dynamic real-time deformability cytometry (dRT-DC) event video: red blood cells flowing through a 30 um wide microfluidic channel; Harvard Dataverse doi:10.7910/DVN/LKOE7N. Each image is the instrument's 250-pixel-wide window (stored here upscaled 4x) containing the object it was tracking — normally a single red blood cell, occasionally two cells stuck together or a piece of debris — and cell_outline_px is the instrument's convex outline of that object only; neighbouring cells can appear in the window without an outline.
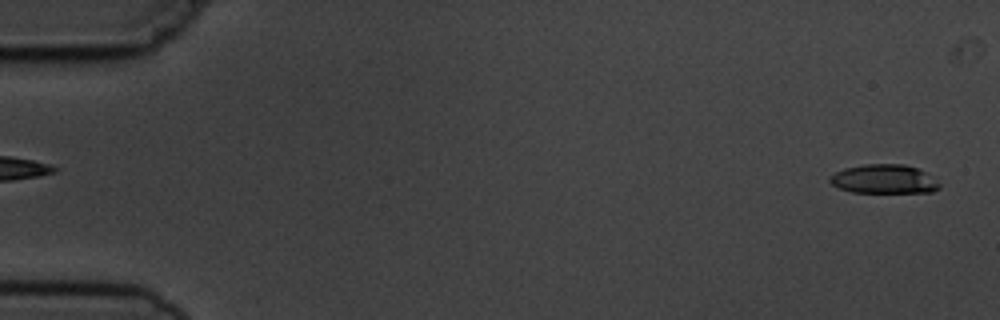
{"species": "common noctule bat (a hibernating species)", "species_latin": "Nyctalus noctula", "temperature_condition": "cold", "stored_images_in_passage": 2, "segment_of_instrument_passage": [2, 2], "camera_frame_rate_fps": 3000, "um_per_image_px": 0.085, "animal": {"sex": "male", "body_mass_g": 19.5, "forearm_length_mm": 54.6}, "frame": {"image": 1, "passage_image": 2, "time_ms": 1.333, "image_size_px": [1000, 320], "cell_outline_px": [[940, 188], [932, 192], [852, 192], [840, 188], [832, 184], [828, 180], [836, 172], [844, 168], [864, 164], [904, 164], [916, 168], [924, 172], [940, 184]], "centroid_in_image_um": [75.13, 15.22], "position_along_channel_um": 9.9, "area_um2": 18.26}}